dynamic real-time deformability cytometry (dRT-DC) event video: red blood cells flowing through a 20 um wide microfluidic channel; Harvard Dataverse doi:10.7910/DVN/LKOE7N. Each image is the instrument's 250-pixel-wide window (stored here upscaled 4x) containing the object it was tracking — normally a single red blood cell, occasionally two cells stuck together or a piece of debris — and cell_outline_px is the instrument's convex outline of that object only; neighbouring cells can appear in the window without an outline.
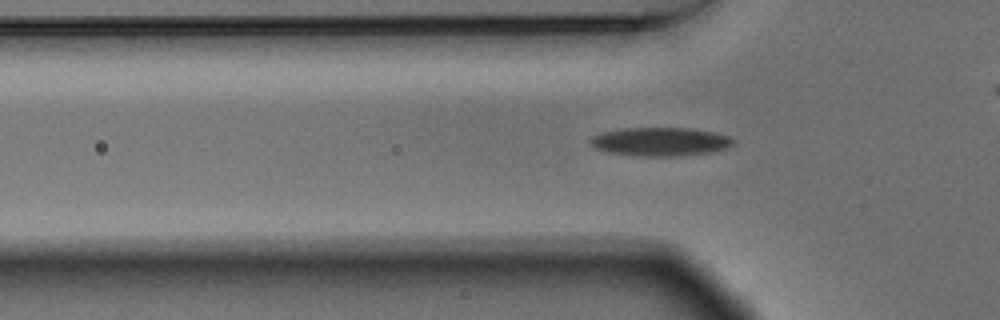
{"species": "Egyptian fruit bat (a non-hibernating species)", "species_latin": "Rousettus aegyptiacus", "temperature_condition": "warm", "stored_images_in_passage": 45, "camera_frame_rate_fps": 3000, "um_per_image_px": 0.085, "animal": {"sex": "male"}, "frame": {"image": 1, "passage_image": 16, "time_ms": 5.0, "image_size_px": [1000, 320], "cell_outline_px": [[736, 144], [728, 148], [712, 152], [680, 156], [640, 156], [612, 152], [596, 148], [592, 144], [592, 136], [604, 132], [624, 128], [688, 128], [716, 132], [728, 136], [736, 140]], "centroid_in_image_um": [56.25, 12.04], "position_along_channel_um": 69.6, "area_um2": 23.7}}
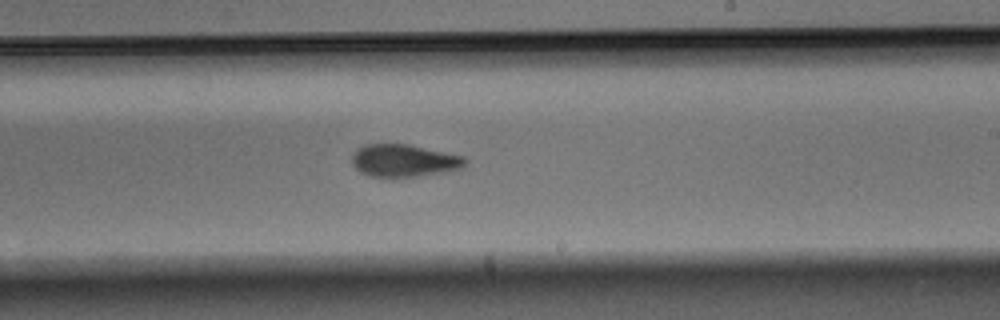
{"frame": {"image": 2, "passage_image": 31, "time_ms": 10.0, "image_size_px": [1000, 320], "cell_outline_px": [[468, 160], [460, 168], [448, 172], [392, 180], [372, 176], [360, 172], [352, 164], [352, 152], [356, 148], [364, 144], [408, 144], [464, 156]], "centroid_in_image_um": [34.3, 13.68], "position_along_channel_um": 254.7, "area_um2": 22.14}}
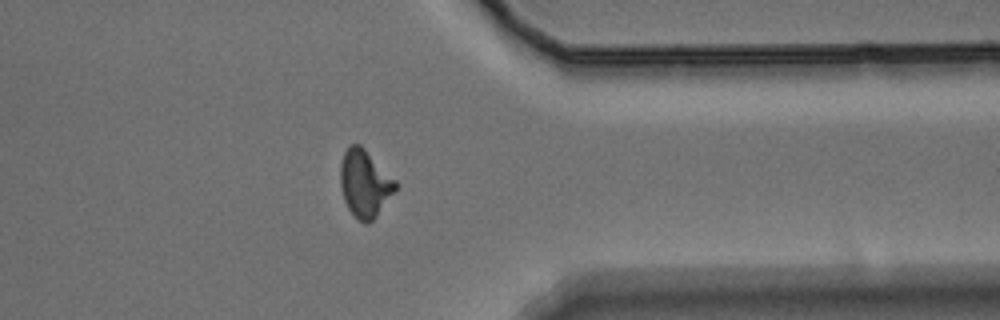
{"frame": {"image": 3, "passage_image": 42, "time_ms": 13.667, "image_size_px": [1000, 320], "cell_outline_px": [[400, 184], [396, 192], [376, 216], [368, 224], [364, 224], [356, 220], [348, 208], [344, 200], [340, 184], [340, 164], [344, 152], [352, 144], [360, 144]], "centroid_in_image_um": [31.03, 15.63], "position_along_channel_um": 380.4, "area_um2": 21.91}}